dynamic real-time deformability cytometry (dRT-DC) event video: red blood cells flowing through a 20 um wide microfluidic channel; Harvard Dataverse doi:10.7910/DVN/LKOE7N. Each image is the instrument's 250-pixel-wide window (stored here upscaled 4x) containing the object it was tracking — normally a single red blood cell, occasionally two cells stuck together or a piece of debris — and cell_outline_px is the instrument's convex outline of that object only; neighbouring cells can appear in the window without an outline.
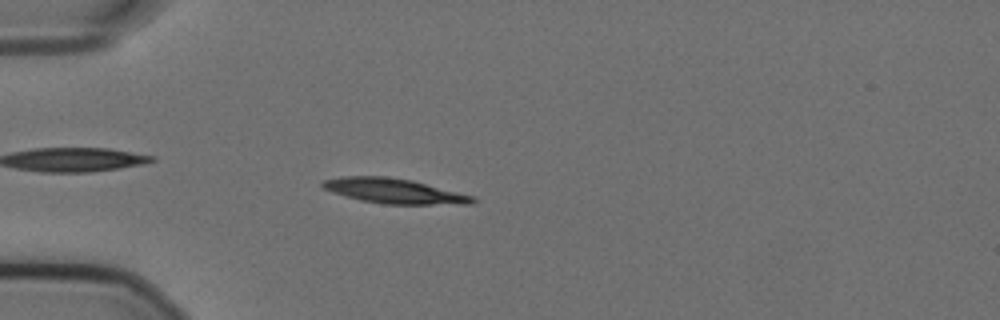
{"species": "Egyptian fruit bat (a non-hibernating species)", "species_latin": "Rousettus aegyptiacus", "temperature_condition": "cold", "stored_images_in_passage": 46, "camera_frame_rate_fps": 3000, "um_per_image_px": 0.085, "animal": {"sex": "female"}, "frame": {"image": 1, "passage_image": 6, "time_ms": 1.667, "image_size_px": [1000, 320], "cell_outline_px": [[476, 200], [472, 204], [384, 204], [360, 200], [332, 192], [324, 188], [320, 184], [324, 180], [344, 176], [384, 176], [412, 180], [476, 196]], "centroid_in_image_um": [33.54, 16.23], "position_along_channel_um": 51.5, "area_um2": 21.79}}
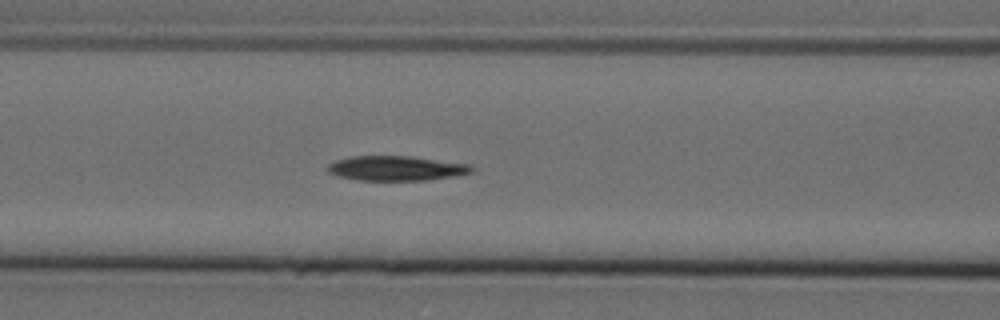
{"frame": {"image": 2, "passage_image": 14, "time_ms": 4.333, "image_size_px": [1000, 320], "cell_outline_px": [[476, 168], [472, 172], [456, 176], [428, 180], [360, 180], [336, 176], [328, 172], [328, 164], [336, 160], [352, 156], [408, 156], [472, 164]], "centroid_in_image_um": [33.72, 14.3], "position_along_channel_um": 132.9, "area_um2": 20.87}}
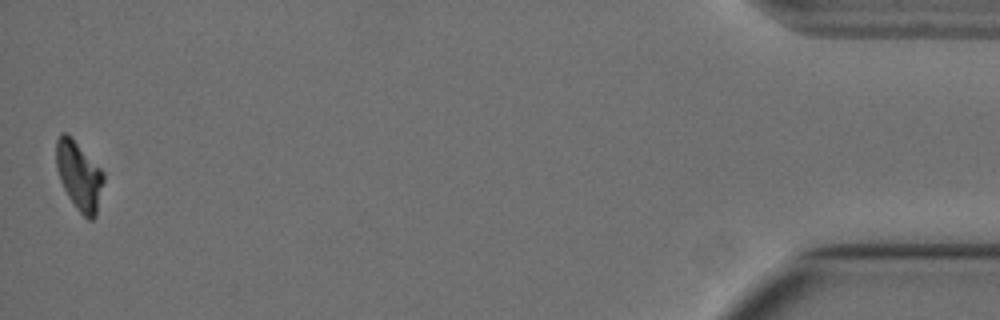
{"frame": {"image": 3, "passage_image": 46, "time_ms": 15.0, "image_size_px": [1000, 320], "cell_outline_px": [[104, 180], [96, 216], [92, 220], [88, 220], [76, 208], [68, 196], [60, 180], [56, 168], [56, 140], [60, 132], [68, 132], [72, 136], [104, 172]], "centroid_in_image_um": [6.72, 14.9], "position_along_channel_um": 428.5, "area_um2": 19.19}, "authors_computed_cell_mechanics": {"area_um2": 21.2704, "velocity_mm_per_s": 3.567, "shape_relaxation_time_tau1_ms": 6.0955, "shape_relaxation_time_tau2_ms": null, "deformation_change_tau1": 0.1711, "deformation_change_tau2": null}}